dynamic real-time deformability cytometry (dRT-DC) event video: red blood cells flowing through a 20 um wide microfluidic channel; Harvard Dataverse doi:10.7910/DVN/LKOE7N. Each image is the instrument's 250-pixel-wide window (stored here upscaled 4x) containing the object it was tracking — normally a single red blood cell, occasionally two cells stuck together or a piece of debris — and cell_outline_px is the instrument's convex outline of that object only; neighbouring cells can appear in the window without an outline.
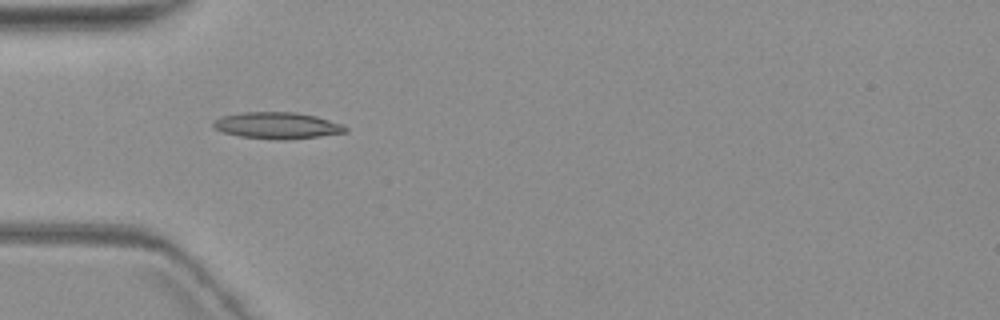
{"species": "common noctule bat (a hibernating species)", "species_latin": "Nyctalus noctula", "temperature_condition": "warm", "stored_images_in_passage": 2, "camera_frame_rate_fps": 3000, "um_per_image_px": 0.085, "animal": {"sex": "female", "body_mass_g": 19.3, "forearm_length_mm": 54.1}, "frame": {"image": 1, "passage_image": 1, "time_ms": 0.0, "image_size_px": [1000, 320], "cell_outline_px": [[348, 132], [320, 136], [284, 140], [240, 136], [224, 132], [216, 128], [212, 124], [212, 120], [224, 116], [244, 112], [296, 112], [316, 116], [340, 124], [348, 128]], "centroid_in_image_um": [23.58, 10.66], "position_along_channel_um": 61.4, "area_um2": 20.17}}
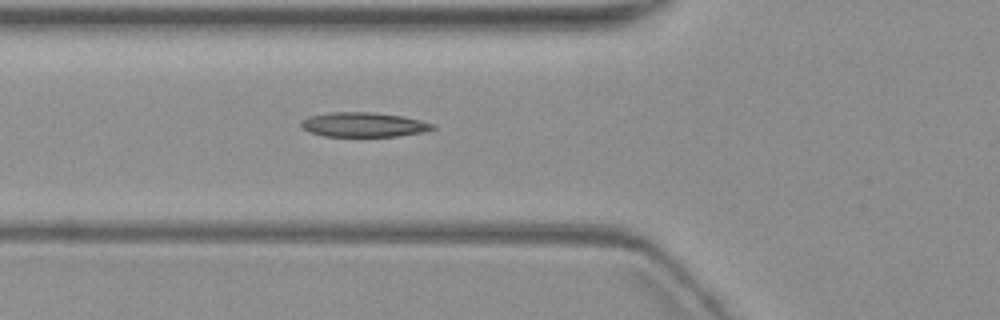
{"frame": {"image": 2, "passage_image": 2, "time_ms": 1.0, "image_size_px": [1000, 320], "cell_outline_px": [[436, 128], [424, 132], [396, 136], [324, 136], [308, 132], [300, 124], [308, 116], [332, 112], [372, 112], [404, 116], [436, 124]], "centroid_in_image_um": [30.95, 10.59], "position_along_channel_um": 94.9, "area_um2": 18.84}}